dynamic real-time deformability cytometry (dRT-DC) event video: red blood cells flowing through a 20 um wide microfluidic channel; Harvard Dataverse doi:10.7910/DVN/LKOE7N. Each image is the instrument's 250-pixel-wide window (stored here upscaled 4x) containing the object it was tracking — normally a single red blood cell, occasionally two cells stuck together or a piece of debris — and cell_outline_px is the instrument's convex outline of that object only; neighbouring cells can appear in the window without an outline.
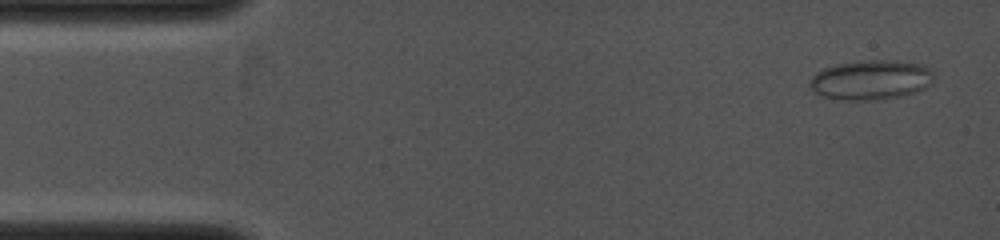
{"species": "common noctule bat (a hibernating species)", "species_latin": "Nyctalus noctula", "temperature_condition": "cold", "stored_images_in_passage": 64, "camera_frame_rate_fps": 4000, "um_per_image_px": 0.085, "animal": {"sex": "female", "body_mass_g": 19.0, "forearm_length_mm": 53.3}, "frame": {"image": 1, "passage_image": 1, "time_ms": 0.0, "image_size_px": [1000, 240], "cell_outline_px": [[936, 76], [932, 84], [916, 92], [900, 96], [876, 100], [844, 100], [820, 96], [808, 84], [808, 80], [816, 72], [824, 68], [836, 64], [860, 60], [896, 60], [924, 64], [936, 72]], "centroid_in_image_um": [74.08, 6.77], "position_along_channel_um": 10.9, "area_um2": 29.3}}
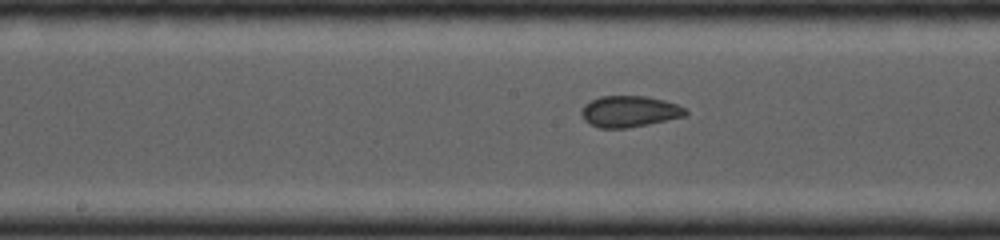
{"frame": {"image": 2, "passage_image": 28, "time_ms": 5.75, "image_size_px": [1000, 240], "cell_outline_px": [[688, 112], [684, 116], [648, 124], [628, 128], [600, 128], [588, 124], [584, 120], [580, 112], [592, 100], [604, 96], [644, 96], [676, 104], [684, 108]], "centroid_in_image_um": [53.48, 9.49], "position_along_channel_um": 194.7, "area_um2": 18.55}}
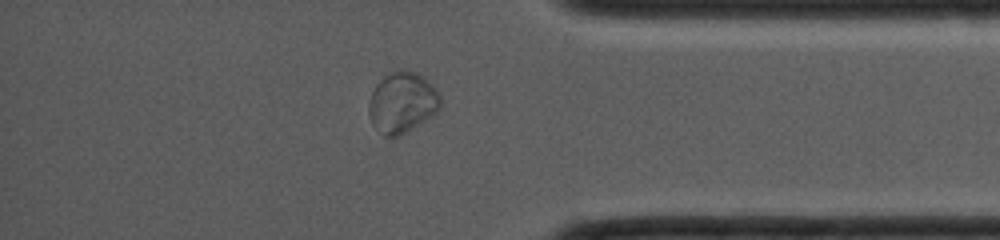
{"frame": {"image": 3, "passage_image": 53, "time_ms": 10.0, "image_size_px": [1000, 240], "cell_outline_px": [[440, 108], [400, 136], [384, 136], [372, 124], [368, 112], [368, 104], [372, 92], [376, 84], [384, 76], [392, 72], [404, 68], [408, 68], [416, 72], [432, 84], [436, 88], [440, 96]], "centroid_in_image_um": [34.16, 8.68], "position_along_channel_um": 401.0, "area_um2": 25.14}}